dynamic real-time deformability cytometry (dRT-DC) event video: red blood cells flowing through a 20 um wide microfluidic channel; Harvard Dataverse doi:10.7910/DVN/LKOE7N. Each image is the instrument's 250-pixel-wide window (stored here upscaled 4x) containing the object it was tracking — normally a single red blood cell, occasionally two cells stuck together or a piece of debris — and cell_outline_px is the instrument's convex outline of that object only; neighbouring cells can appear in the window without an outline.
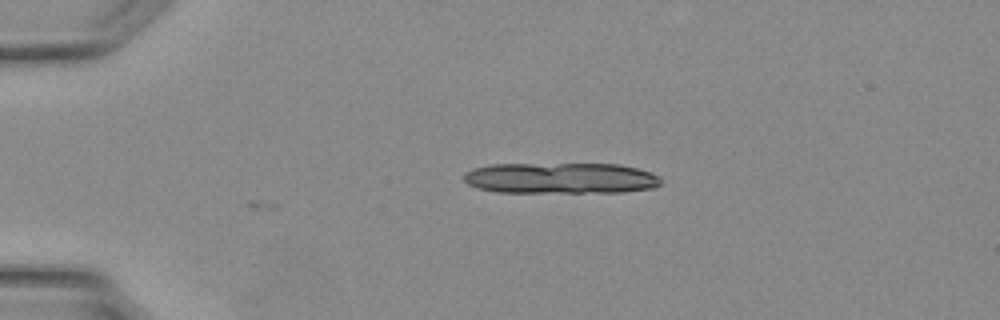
{"species": "Egyptian fruit bat (a non-hibernating species)", "species_latin": "Rousettus aegyptiacus", "temperature_condition": "warm", "stored_images_in_passage": 9, "camera_frame_rate_fps": 3000, "um_per_image_px": 0.085, "animal": {"sex": "female"}, "frame": {"image": 1, "passage_image": 9, "time_ms": 2.667, "image_size_px": [1000, 320], "cell_outline_px": [[660, 184], [656, 188], [620, 192], [496, 192], [476, 188], [468, 184], [464, 180], [464, 172], [472, 168], [492, 164], [620, 164], [636, 168], [660, 176]], "centroid_in_image_um": [47.63, 15.14], "position_along_channel_um": 37.4, "area_um2": 35.78}}